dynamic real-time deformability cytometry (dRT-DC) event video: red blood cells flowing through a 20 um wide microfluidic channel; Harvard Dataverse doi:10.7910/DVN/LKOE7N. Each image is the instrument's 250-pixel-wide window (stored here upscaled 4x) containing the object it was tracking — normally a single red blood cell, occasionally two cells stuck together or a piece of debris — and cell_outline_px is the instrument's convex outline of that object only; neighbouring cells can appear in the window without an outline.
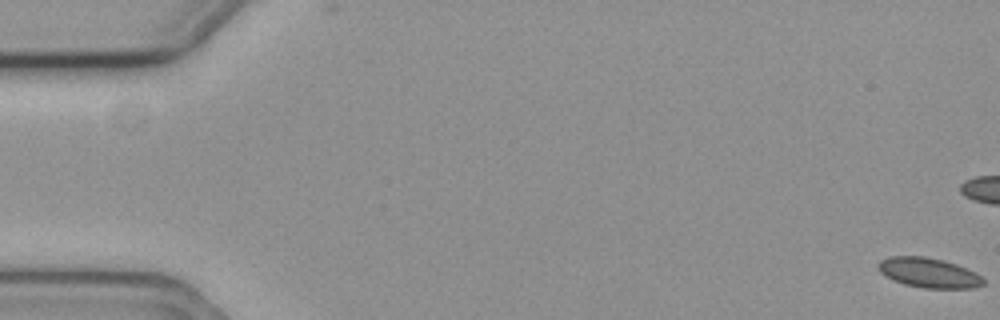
{"species": "common noctule bat (a hibernating species)", "species_latin": "Nyctalus noctula", "temperature_condition": "cold", "stored_images_in_passage": 60, "camera_frame_rate_fps": 3000, "um_per_image_px": 0.085, "animal": {"sex": "female", "body_mass_g": 19.3, "forearm_length_mm": 54.1}, "frame": {"image": 1, "passage_image": 1, "time_ms": 0.0, "image_size_px": [1000, 320], "cell_outline_px": [[984, 284], [976, 288], [924, 288], [904, 284], [884, 276], [880, 272], [876, 264], [880, 260], [888, 256], [924, 256], [944, 260], [956, 264], [976, 272], [984, 280]], "centroid_in_image_um": [78.92, 23.18], "position_along_channel_um": 6.1, "area_um2": 18.44}}
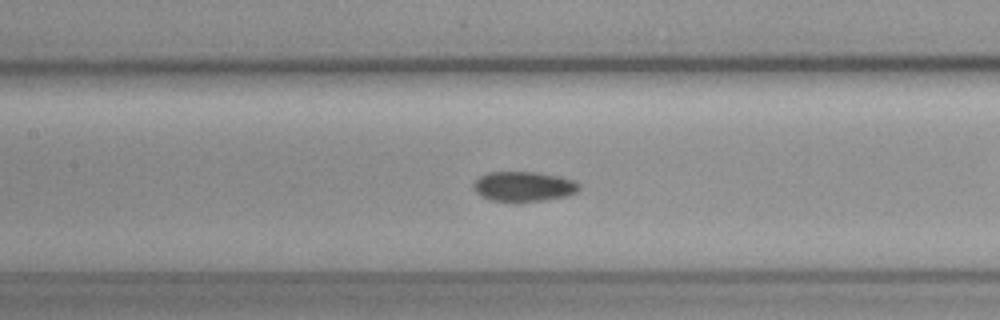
{"frame": {"image": 2, "passage_image": 28, "time_ms": 9.0, "image_size_px": [1000, 320], "cell_outline_px": [[580, 188], [576, 192], [568, 196], [544, 200], [492, 200], [480, 196], [472, 188], [472, 184], [480, 176], [488, 172], [536, 172], [576, 180], [580, 184]], "centroid_in_image_um": [44.52, 15.83], "position_along_channel_um": 162.9, "area_um2": 18.21}}
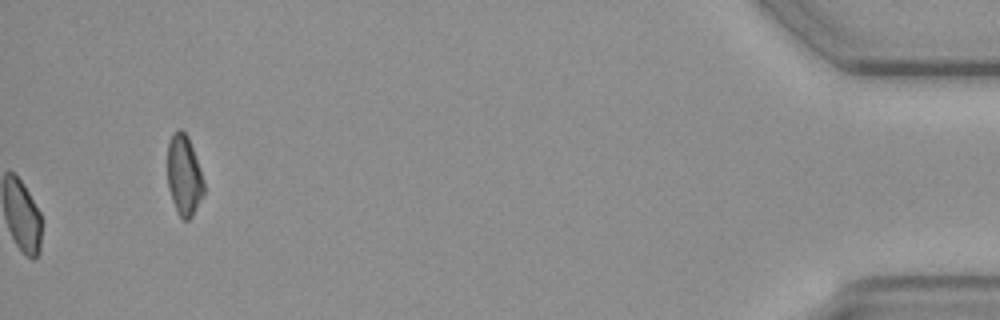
{"frame": {"image": 3, "passage_image": 60, "time_ms": 19.667, "image_size_px": [1000, 320], "cell_outline_px": [[204, 196], [192, 216], [188, 220], [184, 220], [176, 212], [168, 188], [168, 144], [172, 136], [180, 128], [188, 136], [200, 168], [204, 180]], "centroid_in_image_um": [15.66, 14.95], "position_along_channel_um": 419.5, "area_um2": 17.05}, "authors_computed_cell_mechanics": {"area_um2": 18.0914, "velocity_mm_per_s": 3.582, "shape_relaxation_time_tau1_ms": 6.6373, "shape_relaxation_time_tau2_ms": null, "deformation_change_tau1": 0.0652, "deformation_change_tau2": null}}